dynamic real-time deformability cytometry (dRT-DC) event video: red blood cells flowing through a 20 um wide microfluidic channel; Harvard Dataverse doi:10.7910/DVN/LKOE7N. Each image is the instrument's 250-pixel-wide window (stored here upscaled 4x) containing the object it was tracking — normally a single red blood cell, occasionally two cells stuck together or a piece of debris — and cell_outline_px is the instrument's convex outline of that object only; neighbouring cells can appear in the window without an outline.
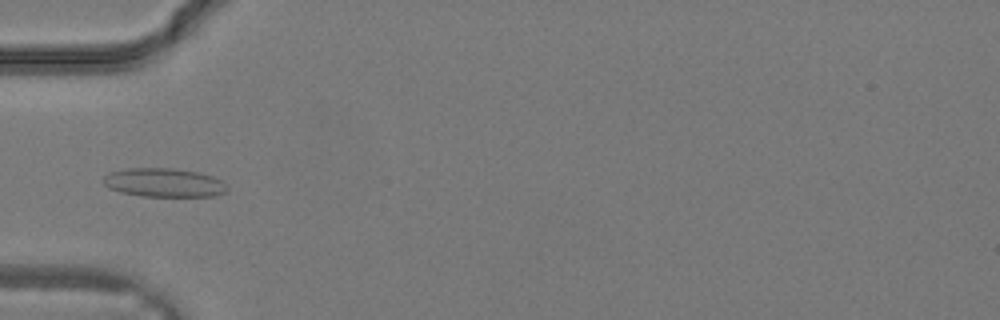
{"species": "common noctule bat (a hibernating species)", "species_latin": "Nyctalus noctula", "temperature_condition": "warm", "stored_images_in_passage": 11, "camera_frame_rate_fps": 3000, "um_per_image_px": 0.085, "animal": {"sex": "male", "body_mass_g": 19.2, "forearm_length_mm": 51.8}, "frame": {"image": 1, "passage_image": 8, "time_ms": 2.333, "image_size_px": [1000, 320], "cell_outline_px": [[228, 188], [224, 192], [212, 196], [140, 196], [120, 192], [108, 188], [100, 180], [108, 172], [128, 168], [172, 168], [200, 172], [212, 176], [220, 180]], "centroid_in_image_um": [13.87, 15.51], "position_along_channel_um": 71.1, "area_um2": 20.87}}